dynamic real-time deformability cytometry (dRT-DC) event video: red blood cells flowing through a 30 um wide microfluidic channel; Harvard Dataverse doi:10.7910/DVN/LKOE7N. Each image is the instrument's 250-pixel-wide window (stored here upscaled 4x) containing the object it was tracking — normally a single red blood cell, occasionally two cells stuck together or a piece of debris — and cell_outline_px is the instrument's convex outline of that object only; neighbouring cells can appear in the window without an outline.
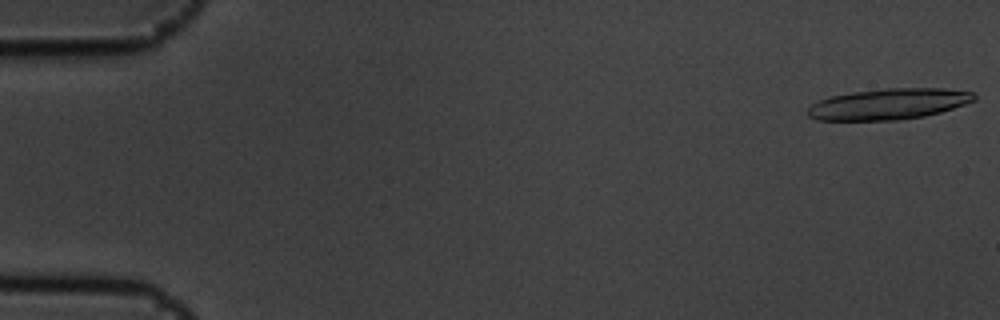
{"species": "common noctule bat (a hibernating species)", "species_latin": "Nyctalus noctula", "temperature_condition": "cold", "stored_images_in_passage": 6, "camera_frame_rate_fps": 3000, "um_per_image_px": 0.085, "animal": {"sex": "male", "body_mass_g": 19.5, "forearm_length_mm": 54.6}, "frame": {"image": 1, "passage_image": 1, "time_ms": 0.0, "image_size_px": [1000, 320], "cell_outline_px": [[976, 100], [940, 112], [924, 116], [900, 120], [816, 120], [808, 116], [804, 112], [812, 104], [820, 100], [832, 96], [852, 92], [884, 88], [944, 88], [972, 92], [976, 96]], "centroid_in_image_um": [75.51, 8.84], "position_along_channel_um": 9.5, "area_um2": 30.06}}